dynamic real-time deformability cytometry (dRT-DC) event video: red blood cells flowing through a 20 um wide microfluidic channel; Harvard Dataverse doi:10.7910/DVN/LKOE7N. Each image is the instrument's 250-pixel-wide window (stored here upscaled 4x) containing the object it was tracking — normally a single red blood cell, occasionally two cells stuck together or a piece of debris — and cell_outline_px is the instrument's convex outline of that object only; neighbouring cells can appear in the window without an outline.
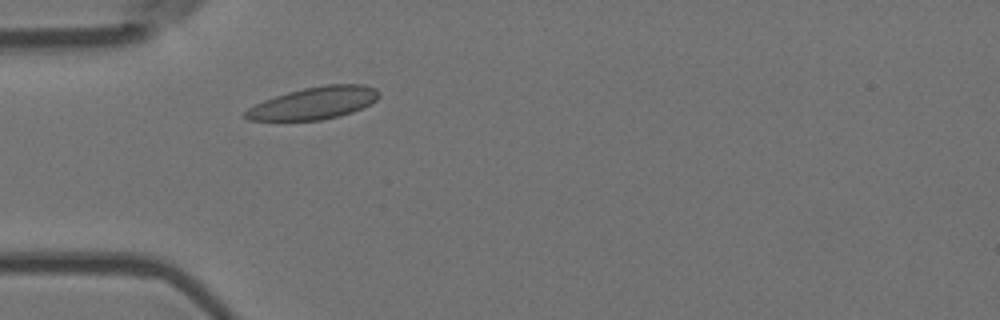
{"species": "Egyptian fruit bat (a non-hibernating species)", "species_latin": "Rousettus aegyptiacus", "temperature_condition": "room temperature", "stored_images_in_passage": 1, "camera_frame_rate_fps": 3000, "um_per_image_px": 0.085, "animal": {"sex": "female"}, "frame": {"image": 1, "passage_image": 1, "time_ms": 0.0, "image_size_px": [1000, 320], "cell_outline_px": [[380, 96], [376, 100], [352, 112], [340, 116], [320, 120], [248, 120], [240, 116], [248, 108], [264, 100], [288, 92], [304, 88], [324, 84], [364, 84], [376, 88], [380, 92]], "centroid_in_image_um": [26.68, 8.75], "position_along_channel_um": 58.3, "area_um2": 25.09}}